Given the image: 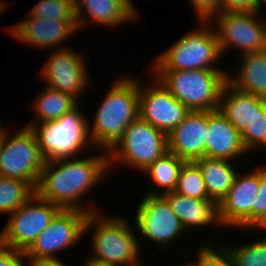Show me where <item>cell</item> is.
<instances>
[{
	"instance_id": "1",
	"label": "cell",
	"mask_w": 266,
	"mask_h": 266,
	"mask_svg": "<svg viewBox=\"0 0 266 266\" xmlns=\"http://www.w3.org/2000/svg\"><path fill=\"white\" fill-rule=\"evenodd\" d=\"M109 166L107 151L101 156L87 159L75 158L71 161L69 158L45 162L35 194L63 210L96 212L91 208H83L79 201L100 181Z\"/></svg>"
},
{
	"instance_id": "2",
	"label": "cell",
	"mask_w": 266,
	"mask_h": 266,
	"mask_svg": "<svg viewBox=\"0 0 266 266\" xmlns=\"http://www.w3.org/2000/svg\"><path fill=\"white\" fill-rule=\"evenodd\" d=\"M110 87L89 128L92 146L109 151L128 125L139 117V80L122 77ZM91 129V131H90Z\"/></svg>"
},
{
	"instance_id": "3",
	"label": "cell",
	"mask_w": 266,
	"mask_h": 266,
	"mask_svg": "<svg viewBox=\"0 0 266 266\" xmlns=\"http://www.w3.org/2000/svg\"><path fill=\"white\" fill-rule=\"evenodd\" d=\"M171 95L190 111H213L219 107L227 73L221 70H152Z\"/></svg>"
},
{
	"instance_id": "4",
	"label": "cell",
	"mask_w": 266,
	"mask_h": 266,
	"mask_svg": "<svg viewBox=\"0 0 266 266\" xmlns=\"http://www.w3.org/2000/svg\"><path fill=\"white\" fill-rule=\"evenodd\" d=\"M83 116L76 105L56 120L40 122L39 125L35 120L27 125L35 134L45 162L77 158L87 142L92 144L90 124Z\"/></svg>"
},
{
	"instance_id": "5",
	"label": "cell",
	"mask_w": 266,
	"mask_h": 266,
	"mask_svg": "<svg viewBox=\"0 0 266 266\" xmlns=\"http://www.w3.org/2000/svg\"><path fill=\"white\" fill-rule=\"evenodd\" d=\"M100 216L96 211L89 213L86 218L84 232L92 225H97L93 234L94 254L87 261L138 266L140 244L128 222L123 218Z\"/></svg>"
},
{
	"instance_id": "6",
	"label": "cell",
	"mask_w": 266,
	"mask_h": 266,
	"mask_svg": "<svg viewBox=\"0 0 266 266\" xmlns=\"http://www.w3.org/2000/svg\"><path fill=\"white\" fill-rule=\"evenodd\" d=\"M207 27L182 36L158 56L151 65L153 70H221L213 66L222 55L218 37Z\"/></svg>"
},
{
	"instance_id": "7",
	"label": "cell",
	"mask_w": 266,
	"mask_h": 266,
	"mask_svg": "<svg viewBox=\"0 0 266 266\" xmlns=\"http://www.w3.org/2000/svg\"><path fill=\"white\" fill-rule=\"evenodd\" d=\"M166 152L167 134L138 117L128 125L121 138L108 151L109 165L116 160L145 172Z\"/></svg>"
},
{
	"instance_id": "8",
	"label": "cell",
	"mask_w": 266,
	"mask_h": 266,
	"mask_svg": "<svg viewBox=\"0 0 266 266\" xmlns=\"http://www.w3.org/2000/svg\"><path fill=\"white\" fill-rule=\"evenodd\" d=\"M7 134L0 143V176L22 180L35 189L45 164L35 134L27 126L11 139Z\"/></svg>"
},
{
	"instance_id": "9",
	"label": "cell",
	"mask_w": 266,
	"mask_h": 266,
	"mask_svg": "<svg viewBox=\"0 0 266 266\" xmlns=\"http://www.w3.org/2000/svg\"><path fill=\"white\" fill-rule=\"evenodd\" d=\"M61 210L34 194L10 215L0 234V243L25 252Z\"/></svg>"
},
{
	"instance_id": "10",
	"label": "cell",
	"mask_w": 266,
	"mask_h": 266,
	"mask_svg": "<svg viewBox=\"0 0 266 266\" xmlns=\"http://www.w3.org/2000/svg\"><path fill=\"white\" fill-rule=\"evenodd\" d=\"M88 212L61 210L24 252L30 260L58 259L53 255L68 249L83 236Z\"/></svg>"
},
{
	"instance_id": "11",
	"label": "cell",
	"mask_w": 266,
	"mask_h": 266,
	"mask_svg": "<svg viewBox=\"0 0 266 266\" xmlns=\"http://www.w3.org/2000/svg\"><path fill=\"white\" fill-rule=\"evenodd\" d=\"M258 14L259 12H225L218 15L216 20L219 30L215 32L222 54L232 44L242 49L241 55L266 50V22H260Z\"/></svg>"
},
{
	"instance_id": "12",
	"label": "cell",
	"mask_w": 266,
	"mask_h": 266,
	"mask_svg": "<svg viewBox=\"0 0 266 266\" xmlns=\"http://www.w3.org/2000/svg\"><path fill=\"white\" fill-rule=\"evenodd\" d=\"M135 216L138 232L163 248L185 232L163 195L147 194L139 204Z\"/></svg>"
},
{
	"instance_id": "13",
	"label": "cell",
	"mask_w": 266,
	"mask_h": 266,
	"mask_svg": "<svg viewBox=\"0 0 266 266\" xmlns=\"http://www.w3.org/2000/svg\"><path fill=\"white\" fill-rule=\"evenodd\" d=\"M142 88L139 82V117L168 135L190 110L174 98L159 80H155L151 88Z\"/></svg>"
},
{
	"instance_id": "14",
	"label": "cell",
	"mask_w": 266,
	"mask_h": 266,
	"mask_svg": "<svg viewBox=\"0 0 266 266\" xmlns=\"http://www.w3.org/2000/svg\"><path fill=\"white\" fill-rule=\"evenodd\" d=\"M237 173L228 194L218 205L221 225L253 228V206L259 191V169ZM241 176V177H240Z\"/></svg>"
},
{
	"instance_id": "15",
	"label": "cell",
	"mask_w": 266,
	"mask_h": 266,
	"mask_svg": "<svg viewBox=\"0 0 266 266\" xmlns=\"http://www.w3.org/2000/svg\"><path fill=\"white\" fill-rule=\"evenodd\" d=\"M61 49V50H60ZM51 56L42 69V77L46 79L49 88L67 93L75 99L84 91L89 83L86 65L81 53H75L70 48H60Z\"/></svg>"
},
{
	"instance_id": "16",
	"label": "cell",
	"mask_w": 266,
	"mask_h": 266,
	"mask_svg": "<svg viewBox=\"0 0 266 266\" xmlns=\"http://www.w3.org/2000/svg\"><path fill=\"white\" fill-rule=\"evenodd\" d=\"M208 111H190L168 135V151L186 162L205 157Z\"/></svg>"
},
{
	"instance_id": "17",
	"label": "cell",
	"mask_w": 266,
	"mask_h": 266,
	"mask_svg": "<svg viewBox=\"0 0 266 266\" xmlns=\"http://www.w3.org/2000/svg\"><path fill=\"white\" fill-rule=\"evenodd\" d=\"M10 30L15 39L32 46L49 48L63 42L78 30L77 21L48 20L29 16Z\"/></svg>"
},
{
	"instance_id": "18",
	"label": "cell",
	"mask_w": 266,
	"mask_h": 266,
	"mask_svg": "<svg viewBox=\"0 0 266 266\" xmlns=\"http://www.w3.org/2000/svg\"><path fill=\"white\" fill-rule=\"evenodd\" d=\"M241 133L219 111H208V132L205 157L211 159L239 158L245 154Z\"/></svg>"
},
{
	"instance_id": "19",
	"label": "cell",
	"mask_w": 266,
	"mask_h": 266,
	"mask_svg": "<svg viewBox=\"0 0 266 266\" xmlns=\"http://www.w3.org/2000/svg\"><path fill=\"white\" fill-rule=\"evenodd\" d=\"M73 3L78 29L86 25L82 19V8H85V13L88 12L91 21L110 27L133 20L137 12L131 0H75Z\"/></svg>"
},
{
	"instance_id": "20",
	"label": "cell",
	"mask_w": 266,
	"mask_h": 266,
	"mask_svg": "<svg viewBox=\"0 0 266 266\" xmlns=\"http://www.w3.org/2000/svg\"><path fill=\"white\" fill-rule=\"evenodd\" d=\"M169 202L172 211L179 218L187 231L191 226L219 225L218 205L213 200H202L187 197L177 192L163 195Z\"/></svg>"
},
{
	"instance_id": "21",
	"label": "cell",
	"mask_w": 266,
	"mask_h": 266,
	"mask_svg": "<svg viewBox=\"0 0 266 266\" xmlns=\"http://www.w3.org/2000/svg\"><path fill=\"white\" fill-rule=\"evenodd\" d=\"M265 98L240 91L224 84L220 94L219 111L242 133L255 117V108Z\"/></svg>"
},
{
	"instance_id": "22",
	"label": "cell",
	"mask_w": 266,
	"mask_h": 266,
	"mask_svg": "<svg viewBox=\"0 0 266 266\" xmlns=\"http://www.w3.org/2000/svg\"><path fill=\"white\" fill-rule=\"evenodd\" d=\"M241 56V66L227 82L236 89L266 98V50Z\"/></svg>"
},
{
	"instance_id": "23",
	"label": "cell",
	"mask_w": 266,
	"mask_h": 266,
	"mask_svg": "<svg viewBox=\"0 0 266 266\" xmlns=\"http://www.w3.org/2000/svg\"><path fill=\"white\" fill-rule=\"evenodd\" d=\"M199 167L210 200L217 205L226 197L238 173L225 159L202 157L194 161Z\"/></svg>"
},
{
	"instance_id": "24",
	"label": "cell",
	"mask_w": 266,
	"mask_h": 266,
	"mask_svg": "<svg viewBox=\"0 0 266 266\" xmlns=\"http://www.w3.org/2000/svg\"><path fill=\"white\" fill-rule=\"evenodd\" d=\"M186 161L179 158L177 155L166 152L162 157L154 161L144 172L150 175V178L163 187L162 192L151 189L147 194L150 195H164L165 193L173 192L177 185V180L181 168Z\"/></svg>"
},
{
	"instance_id": "25",
	"label": "cell",
	"mask_w": 266,
	"mask_h": 266,
	"mask_svg": "<svg viewBox=\"0 0 266 266\" xmlns=\"http://www.w3.org/2000/svg\"><path fill=\"white\" fill-rule=\"evenodd\" d=\"M33 102L37 119L41 122L56 120L78 105L73 96L49 87L41 91Z\"/></svg>"
},
{
	"instance_id": "26",
	"label": "cell",
	"mask_w": 266,
	"mask_h": 266,
	"mask_svg": "<svg viewBox=\"0 0 266 266\" xmlns=\"http://www.w3.org/2000/svg\"><path fill=\"white\" fill-rule=\"evenodd\" d=\"M34 194L35 189L29 183L0 176V213L12 214Z\"/></svg>"
},
{
	"instance_id": "27",
	"label": "cell",
	"mask_w": 266,
	"mask_h": 266,
	"mask_svg": "<svg viewBox=\"0 0 266 266\" xmlns=\"http://www.w3.org/2000/svg\"><path fill=\"white\" fill-rule=\"evenodd\" d=\"M174 191L187 197L210 200L202 173L197 164L192 161L184 163Z\"/></svg>"
},
{
	"instance_id": "28",
	"label": "cell",
	"mask_w": 266,
	"mask_h": 266,
	"mask_svg": "<svg viewBox=\"0 0 266 266\" xmlns=\"http://www.w3.org/2000/svg\"><path fill=\"white\" fill-rule=\"evenodd\" d=\"M28 16L48 20L76 21L71 0H41Z\"/></svg>"
},
{
	"instance_id": "29",
	"label": "cell",
	"mask_w": 266,
	"mask_h": 266,
	"mask_svg": "<svg viewBox=\"0 0 266 266\" xmlns=\"http://www.w3.org/2000/svg\"><path fill=\"white\" fill-rule=\"evenodd\" d=\"M224 249L236 266H266V237L251 244Z\"/></svg>"
},
{
	"instance_id": "30",
	"label": "cell",
	"mask_w": 266,
	"mask_h": 266,
	"mask_svg": "<svg viewBox=\"0 0 266 266\" xmlns=\"http://www.w3.org/2000/svg\"><path fill=\"white\" fill-rule=\"evenodd\" d=\"M241 140L247 151L266 146V98L255 108V117L241 133Z\"/></svg>"
},
{
	"instance_id": "31",
	"label": "cell",
	"mask_w": 266,
	"mask_h": 266,
	"mask_svg": "<svg viewBox=\"0 0 266 266\" xmlns=\"http://www.w3.org/2000/svg\"><path fill=\"white\" fill-rule=\"evenodd\" d=\"M215 250L210 246H204L199 251V266H236L232 257L223 248Z\"/></svg>"
},
{
	"instance_id": "32",
	"label": "cell",
	"mask_w": 266,
	"mask_h": 266,
	"mask_svg": "<svg viewBox=\"0 0 266 266\" xmlns=\"http://www.w3.org/2000/svg\"><path fill=\"white\" fill-rule=\"evenodd\" d=\"M266 217V166H259V191L253 206V229Z\"/></svg>"
},
{
	"instance_id": "33",
	"label": "cell",
	"mask_w": 266,
	"mask_h": 266,
	"mask_svg": "<svg viewBox=\"0 0 266 266\" xmlns=\"http://www.w3.org/2000/svg\"><path fill=\"white\" fill-rule=\"evenodd\" d=\"M191 4L194 6L199 21L206 22V25L217 12V15L222 13V0H191Z\"/></svg>"
},
{
	"instance_id": "34",
	"label": "cell",
	"mask_w": 266,
	"mask_h": 266,
	"mask_svg": "<svg viewBox=\"0 0 266 266\" xmlns=\"http://www.w3.org/2000/svg\"><path fill=\"white\" fill-rule=\"evenodd\" d=\"M262 0H222V13L259 12Z\"/></svg>"
},
{
	"instance_id": "35",
	"label": "cell",
	"mask_w": 266,
	"mask_h": 266,
	"mask_svg": "<svg viewBox=\"0 0 266 266\" xmlns=\"http://www.w3.org/2000/svg\"><path fill=\"white\" fill-rule=\"evenodd\" d=\"M24 252L17 251L0 243V266H24Z\"/></svg>"
},
{
	"instance_id": "36",
	"label": "cell",
	"mask_w": 266,
	"mask_h": 266,
	"mask_svg": "<svg viewBox=\"0 0 266 266\" xmlns=\"http://www.w3.org/2000/svg\"><path fill=\"white\" fill-rule=\"evenodd\" d=\"M29 266H66L59 259L30 260Z\"/></svg>"
},
{
	"instance_id": "37",
	"label": "cell",
	"mask_w": 266,
	"mask_h": 266,
	"mask_svg": "<svg viewBox=\"0 0 266 266\" xmlns=\"http://www.w3.org/2000/svg\"><path fill=\"white\" fill-rule=\"evenodd\" d=\"M87 263L85 266H119V265H112V264H104L100 262H94V261H86Z\"/></svg>"
},
{
	"instance_id": "38",
	"label": "cell",
	"mask_w": 266,
	"mask_h": 266,
	"mask_svg": "<svg viewBox=\"0 0 266 266\" xmlns=\"http://www.w3.org/2000/svg\"><path fill=\"white\" fill-rule=\"evenodd\" d=\"M256 228L258 229L262 228V230L266 229V217Z\"/></svg>"
},
{
	"instance_id": "39",
	"label": "cell",
	"mask_w": 266,
	"mask_h": 266,
	"mask_svg": "<svg viewBox=\"0 0 266 266\" xmlns=\"http://www.w3.org/2000/svg\"><path fill=\"white\" fill-rule=\"evenodd\" d=\"M198 260H197V262H192V263H187V264H185L184 266H199V252H198Z\"/></svg>"
},
{
	"instance_id": "40",
	"label": "cell",
	"mask_w": 266,
	"mask_h": 266,
	"mask_svg": "<svg viewBox=\"0 0 266 266\" xmlns=\"http://www.w3.org/2000/svg\"><path fill=\"white\" fill-rule=\"evenodd\" d=\"M4 132H5V130L4 129L2 130V127L0 126V143H1L2 137L4 135Z\"/></svg>"
}]
</instances>
